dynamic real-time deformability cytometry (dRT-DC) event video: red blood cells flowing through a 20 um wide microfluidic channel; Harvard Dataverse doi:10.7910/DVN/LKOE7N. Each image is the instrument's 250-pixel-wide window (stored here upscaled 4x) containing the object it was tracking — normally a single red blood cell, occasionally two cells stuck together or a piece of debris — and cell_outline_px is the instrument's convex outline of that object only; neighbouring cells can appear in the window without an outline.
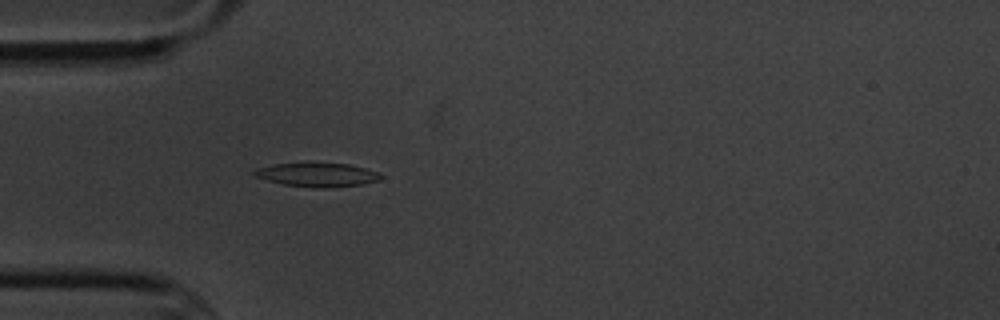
{"species": "common noctule bat (a hibernating species)", "species_latin": "Nyctalus noctula", "temperature_condition": "cold", "stored_images_in_passage": 5, "camera_frame_rate_fps": 3000, "um_per_image_px": 0.085, "animal": {"sex": "male", "body_mass_g": 20.1, "forearm_length_mm": 53.5}, "frame": {"image": 1, "passage_image": 5, "time_ms": 5.333, "image_size_px": [1000, 320], "cell_outline_px": [[384, 176], [380, 180], [360, 184], [324, 188], [312, 188], [284, 184], [252, 176], [248, 172], [256, 168], [276, 164], [348, 164], [364, 168], [376, 172]], "centroid_in_image_um": [26.9, 14.87], "position_along_channel_um": 58.1, "area_um2": 17.28}}